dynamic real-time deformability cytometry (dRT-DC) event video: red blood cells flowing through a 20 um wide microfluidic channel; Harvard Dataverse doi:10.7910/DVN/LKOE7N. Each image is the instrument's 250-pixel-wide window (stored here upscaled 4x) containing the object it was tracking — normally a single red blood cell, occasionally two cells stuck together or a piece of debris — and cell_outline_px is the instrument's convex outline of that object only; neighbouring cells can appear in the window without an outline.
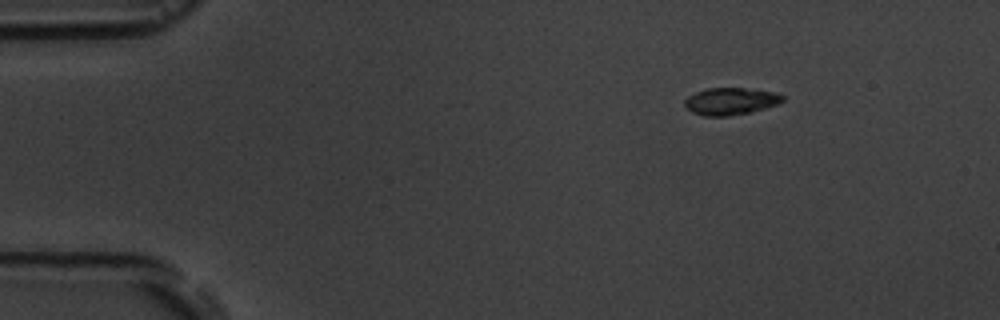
{"species": "common noctule bat (a hibernating species)", "species_latin": "Nyctalus noctula", "temperature_condition": "room temperature", "stored_images_in_passage": 10, "camera_frame_rate_fps": 3000, "um_per_image_px": 0.085, "animal": {"sex": "male", "body_mass_g": 19.5, "forearm_length_mm": 54.6}, "frame": {"image": 1, "passage_image": 1, "time_ms": 0.0, "image_size_px": [1000, 320], "cell_outline_px": [[784, 100], [776, 104], [764, 108], [748, 112], [728, 116], [704, 116], [692, 112], [684, 104], [684, 100], [688, 96], [696, 92], [708, 88], [744, 88], [776, 92], [784, 96]], "centroid_in_image_um": [62.09, 8.6], "position_along_channel_um": 22.9, "area_um2": 15.32}}
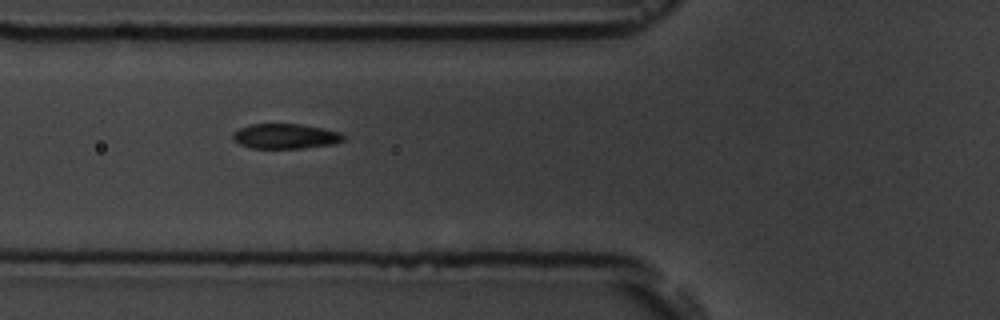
{"frame": {"image": 2, "passage_image": 5, "time_ms": 4.333, "image_size_px": [1000, 320], "cell_outline_px": [[344, 140], [332, 144], [300, 148], [252, 148], [240, 144], [232, 140], [232, 132], [240, 128], [252, 124], [300, 124], [324, 128], [340, 132], [344, 136]], "centroid_in_image_um": [24.23, 11.57], "position_along_channel_um": 101.6, "area_um2": 16.07}}
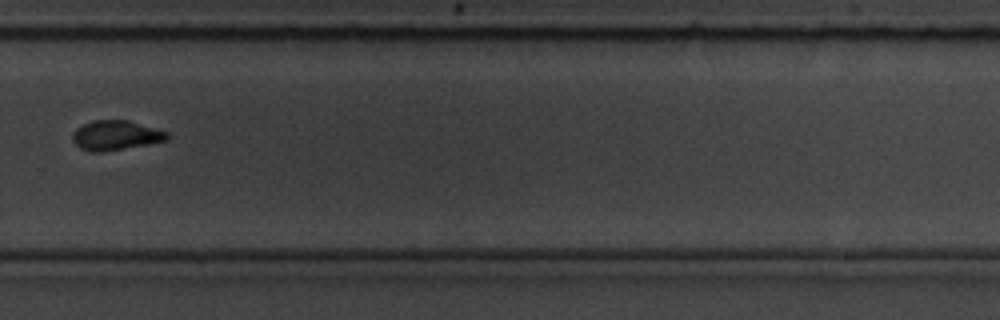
{"frame": {"image": 3, "passage_image": 10, "time_ms": 10.333, "image_size_px": [1000, 320], "cell_outline_px": [[168, 140], [148, 144], [100, 152], [88, 152], [80, 148], [72, 140], [72, 132], [76, 128], [92, 120], [128, 120], [156, 128], [168, 132]], "centroid_in_image_um": [9.81, 11.5], "position_along_channel_um": 320.0, "area_um2": 16.36}}